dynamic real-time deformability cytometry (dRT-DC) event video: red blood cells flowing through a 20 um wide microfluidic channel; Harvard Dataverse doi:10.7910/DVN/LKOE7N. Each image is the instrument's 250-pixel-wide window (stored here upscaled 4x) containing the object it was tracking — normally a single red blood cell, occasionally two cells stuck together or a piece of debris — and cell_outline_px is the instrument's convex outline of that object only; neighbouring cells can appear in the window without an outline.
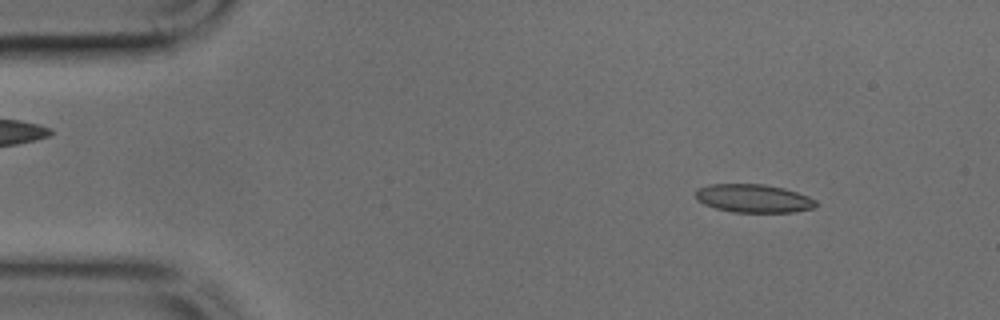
{"species": "common noctule bat (a hibernating species)", "species_latin": "Nyctalus noctula", "temperature_condition": "cold", "stored_images_in_passage": 44, "camera_frame_rate_fps": 3000, "um_per_image_px": 0.085, "animal": {"sex": "male", "body_mass_g": 17.9, "forearm_length_mm": 54.2}, "frame": {"image": 1, "passage_image": 2, "time_ms": 0.333, "image_size_px": [1000, 320], "cell_outline_px": [[816, 204], [812, 208], [792, 212], [732, 212], [716, 208], [704, 204], [696, 200], [696, 188], [708, 184], [764, 184], [784, 188], [808, 196], [816, 200]], "centroid_in_image_um": [64.0, 16.85], "position_along_channel_um": 21.0, "area_um2": 19.83}}
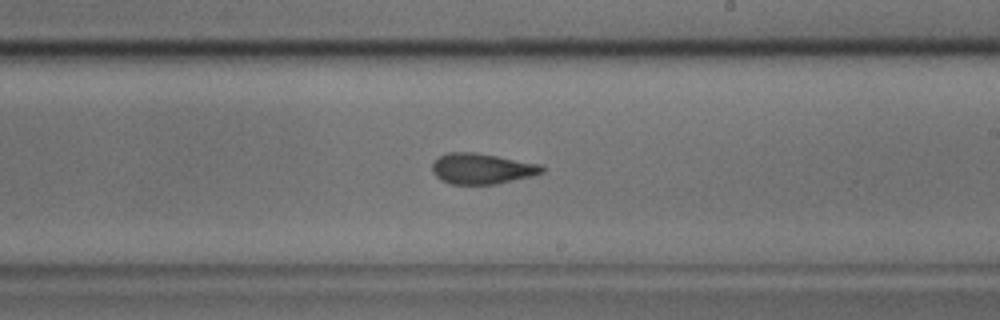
{"frame": {"image": 2, "passage_image": 24, "time_ms": 7.667, "image_size_px": [1000, 320], "cell_outline_px": [[544, 172], [532, 176], [496, 184], [452, 184], [440, 180], [432, 172], [432, 164], [440, 156], [448, 152], [476, 152], [540, 164], [544, 168]], "centroid_in_image_um": [40.95, 14.34], "position_along_channel_um": 248.1, "area_um2": 19.59}}
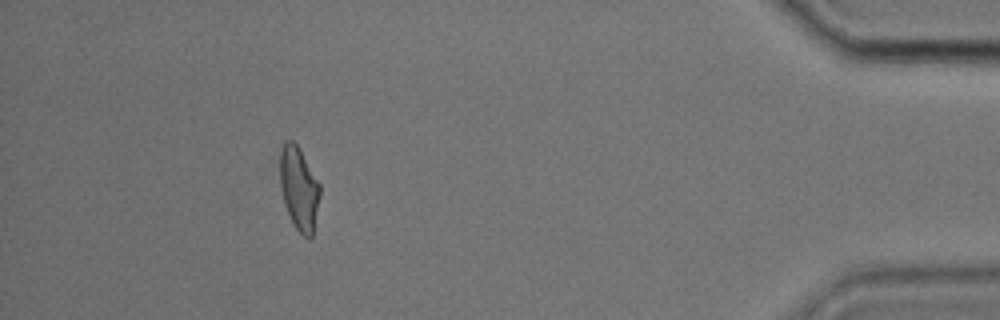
{"frame": {"image": 3, "passage_image": 40, "time_ms": 13.0, "image_size_px": [1000, 320], "cell_outline_px": [[320, 196], [312, 236], [308, 240], [296, 228], [284, 204], [280, 188], [280, 148], [284, 140], [292, 140], [300, 148], [320, 184]], "centroid_in_image_um": [25.4, 15.97], "position_along_channel_um": 409.8, "area_um2": 19.48}}